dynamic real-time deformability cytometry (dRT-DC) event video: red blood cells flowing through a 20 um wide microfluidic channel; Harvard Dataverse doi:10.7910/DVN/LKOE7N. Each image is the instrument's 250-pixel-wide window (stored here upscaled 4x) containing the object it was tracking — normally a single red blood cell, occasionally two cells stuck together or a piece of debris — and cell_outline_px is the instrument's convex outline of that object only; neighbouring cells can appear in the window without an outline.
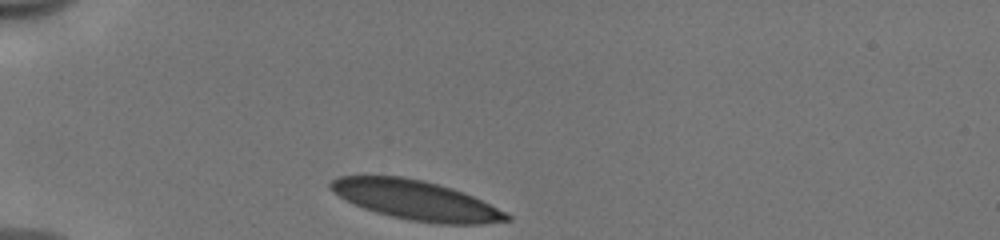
{"species": "human", "species_latin": "Homo sapiens", "temperature_condition": "cold", "stored_images_in_passage": 5, "camera_frame_rate_fps": 3000, "um_per_image_px": 0.085, "donor": {"sex": "male"}, "frame": {"image": 1, "passage_image": 1, "time_ms": 0.0, "image_size_px": [1000, 240], "cell_outline_px": [[512, 220], [480, 224], [440, 224], [408, 220], [376, 212], [364, 208], [332, 192], [328, 188], [328, 184], [336, 176], [404, 176], [424, 180], [452, 188], [464, 192], [508, 212], [512, 216]], "centroid_in_image_um": [35.39, 17.01], "position_along_channel_um": 49.6, "area_um2": 40.58}}
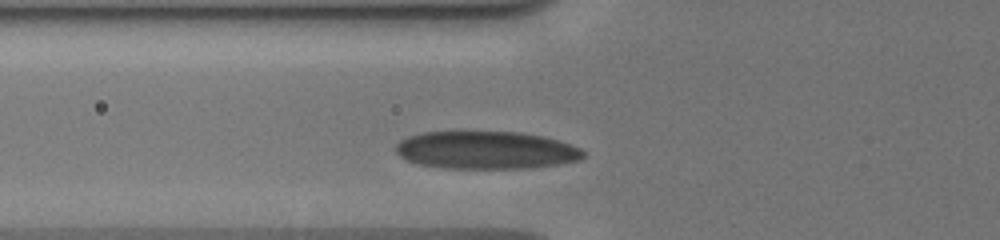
{"frame": {"image": 2, "passage_image": 3, "time_ms": 0.667, "image_size_px": [1000, 240], "cell_outline_px": [[584, 156], [580, 160], [556, 164], [524, 168], [444, 168], [420, 164], [408, 160], [400, 156], [396, 152], [396, 144], [400, 140], [408, 136], [424, 132], [456, 128], [464, 128], [516, 132], [544, 136], [572, 144], [580, 148], [584, 152]], "centroid_in_image_um": [41.26, 12.7], "position_along_channel_um": 84.5, "area_um2": 42.48}}
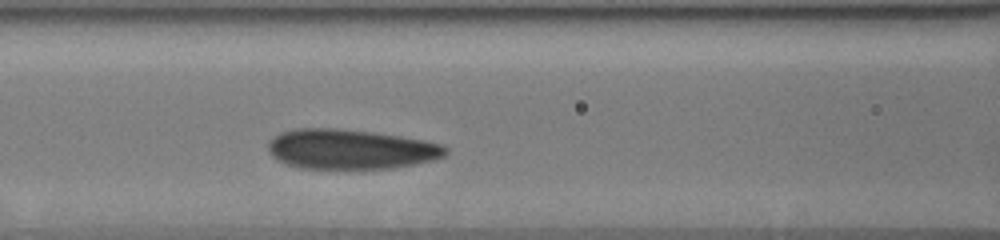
{"frame": {"image": 3, "passage_image": 5, "time_ms": 1.333, "image_size_px": [1000, 240], "cell_outline_px": [[448, 152], [444, 156], [432, 160], [392, 168], [300, 168], [284, 164], [276, 160], [268, 152], [268, 140], [280, 132], [296, 128], [336, 128], [372, 132], [400, 136], [424, 140], [444, 144], [448, 148]], "centroid_in_image_um": [29.75, 12.67], "position_along_channel_um": 136.8, "area_um2": 41.38}}